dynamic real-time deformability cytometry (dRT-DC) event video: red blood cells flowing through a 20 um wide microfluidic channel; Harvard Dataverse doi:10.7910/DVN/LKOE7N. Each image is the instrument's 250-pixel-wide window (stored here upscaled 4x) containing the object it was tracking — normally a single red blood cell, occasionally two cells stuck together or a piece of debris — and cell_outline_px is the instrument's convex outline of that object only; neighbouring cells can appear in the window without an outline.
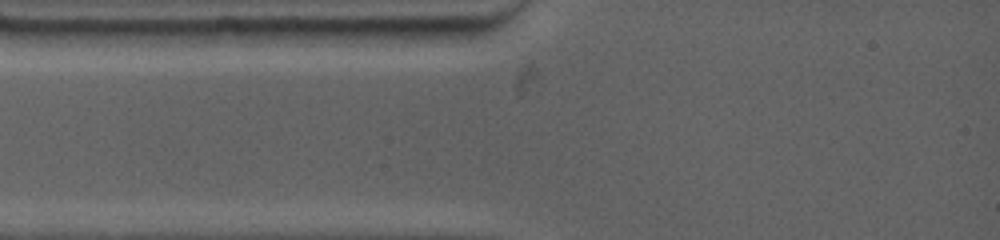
{"species": "common noctule bat (a hibernating species)", "species_latin": "Nyctalus noctula", "temperature_condition": "warm", "stored_images_in_passage": 2, "camera_frame_rate_fps": 4500, "um_per_image_px": 0.085, "animal": {"sex": "female", "body_mass_g": 19.0, "forearm_length_mm": 53.3}, "frame": {"image": 1, "passage_image": 1, "time_ms": 0.0, "image_size_px": [1000, 240], "cell_outline_px": [[476, 36], [460, 44], [388, 48], [376, 44], [376, 28], [472, 28], [476, 32]], "centroid_in_image_um": [35.9, 3.12], "position_along_channel_um": 49.1, "area_um2": 12.25}}